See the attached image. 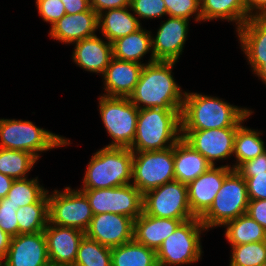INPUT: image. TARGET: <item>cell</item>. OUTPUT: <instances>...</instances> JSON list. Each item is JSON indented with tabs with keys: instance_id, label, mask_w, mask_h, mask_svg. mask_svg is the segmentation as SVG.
I'll use <instances>...</instances> for the list:
<instances>
[{
	"instance_id": "obj_1",
	"label": "cell",
	"mask_w": 266,
	"mask_h": 266,
	"mask_svg": "<svg viewBox=\"0 0 266 266\" xmlns=\"http://www.w3.org/2000/svg\"><path fill=\"white\" fill-rule=\"evenodd\" d=\"M176 63L154 61L145 64L133 93L128 97L130 101L138 109H182L186 91L173 77Z\"/></svg>"
},
{
	"instance_id": "obj_2",
	"label": "cell",
	"mask_w": 266,
	"mask_h": 266,
	"mask_svg": "<svg viewBox=\"0 0 266 266\" xmlns=\"http://www.w3.org/2000/svg\"><path fill=\"white\" fill-rule=\"evenodd\" d=\"M254 111L234 106L222 98L186 92L181 111V130L239 127Z\"/></svg>"
},
{
	"instance_id": "obj_3",
	"label": "cell",
	"mask_w": 266,
	"mask_h": 266,
	"mask_svg": "<svg viewBox=\"0 0 266 266\" xmlns=\"http://www.w3.org/2000/svg\"><path fill=\"white\" fill-rule=\"evenodd\" d=\"M182 109H139L135 138L129 147L133 152L165 150L182 137Z\"/></svg>"
},
{
	"instance_id": "obj_4",
	"label": "cell",
	"mask_w": 266,
	"mask_h": 266,
	"mask_svg": "<svg viewBox=\"0 0 266 266\" xmlns=\"http://www.w3.org/2000/svg\"><path fill=\"white\" fill-rule=\"evenodd\" d=\"M93 154L79 189L120 187L132 182L133 151L130 148L105 146Z\"/></svg>"
},
{
	"instance_id": "obj_5",
	"label": "cell",
	"mask_w": 266,
	"mask_h": 266,
	"mask_svg": "<svg viewBox=\"0 0 266 266\" xmlns=\"http://www.w3.org/2000/svg\"><path fill=\"white\" fill-rule=\"evenodd\" d=\"M70 144V139L29 120L0 118V148L26 151L38 160L42 152Z\"/></svg>"
},
{
	"instance_id": "obj_6",
	"label": "cell",
	"mask_w": 266,
	"mask_h": 266,
	"mask_svg": "<svg viewBox=\"0 0 266 266\" xmlns=\"http://www.w3.org/2000/svg\"><path fill=\"white\" fill-rule=\"evenodd\" d=\"M207 229L198 217L182 222L156 251L157 264L183 266L202 258L201 233Z\"/></svg>"
},
{
	"instance_id": "obj_7",
	"label": "cell",
	"mask_w": 266,
	"mask_h": 266,
	"mask_svg": "<svg viewBox=\"0 0 266 266\" xmlns=\"http://www.w3.org/2000/svg\"><path fill=\"white\" fill-rule=\"evenodd\" d=\"M248 204L246 181L232 170L225 177L210 208L199 219L208 231L246 214Z\"/></svg>"
},
{
	"instance_id": "obj_8",
	"label": "cell",
	"mask_w": 266,
	"mask_h": 266,
	"mask_svg": "<svg viewBox=\"0 0 266 266\" xmlns=\"http://www.w3.org/2000/svg\"><path fill=\"white\" fill-rule=\"evenodd\" d=\"M98 110L112 142L107 147L129 148L135 138L139 109L128 97L100 95Z\"/></svg>"
},
{
	"instance_id": "obj_9",
	"label": "cell",
	"mask_w": 266,
	"mask_h": 266,
	"mask_svg": "<svg viewBox=\"0 0 266 266\" xmlns=\"http://www.w3.org/2000/svg\"><path fill=\"white\" fill-rule=\"evenodd\" d=\"M51 193L48 191L49 222L86 232L93 213L85 193L70 186L65 187L63 191L54 190Z\"/></svg>"
},
{
	"instance_id": "obj_10",
	"label": "cell",
	"mask_w": 266,
	"mask_h": 266,
	"mask_svg": "<svg viewBox=\"0 0 266 266\" xmlns=\"http://www.w3.org/2000/svg\"><path fill=\"white\" fill-rule=\"evenodd\" d=\"M173 180L174 146L165 150L133 152L131 183L142 194Z\"/></svg>"
},
{
	"instance_id": "obj_11",
	"label": "cell",
	"mask_w": 266,
	"mask_h": 266,
	"mask_svg": "<svg viewBox=\"0 0 266 266\" xmlns=\"http://www.w3.org/2000/svg\"><path fill=\"white\" fill-rule=\"evenodd\" d=\"M143 212L149 216L180 219L183 222L196 218L189 206L188 187L177 180L145 192Z\"/></svg>"
},
{
	"instance_id": "obj_12",
	"label": "cell",
	"mask_w": 266,
	"mask_h": 266,
	"mask_svg": "<svg viewBox=\"0 0 266 266\" xmlns=\"http://www.w3.org/2000/svg\"><path fill=\"white\" fill-rule=\"evenodd\" d=\"M93 215L114 213L136 219L143 213V194L132 184L102 189H80Z\"/></svg>"
},
{
	"instance_id": "obj_13",
	"label": "cell",
	"mask_w": 266,
	"mask_h": 266,
	"mask_svg": "<svg viewBox=\"0 0 266 266\" xmlns=\"http://www.w3.org/2000/svg\"><path fill=\"white\" fill-rule=\"evenodd\" d=\"M238 127L208 130H181L182 138L206 160L216 166L215 161L233 157L234 139Z\"/></svg>"
},
{
	"instance_id": "obj_14",
	"label": "cell",
	"mask_w": 266,
	"mask_h": 266,
	"mask_svg": "<svg viewBox=\"0 0 266 266\" xmlns=\"http://www.w3.org/2000/svg\"><path fill=\"white\" fill-rule=\"evenodd\" d=\"M155 36L151 35L155 61L179 62L189 32V20L170 17L161 21Z\"/></svg>"
},
{
	"instance_id": "obj_15",
	"label": "cell",
	"mask_w": 266,
	"mask_h": 266,
	"mask_svg": "<svg viewBox=\"0 0 266 266\" xmlns=\"http://www.w3.org/2000/svg\"><path fill=\"white\" fill-rule=\"evenodd\" d=\"M134 219L114 213L93 215L85 235L101 245L116 247L133 240Z\"/></svg>"
},
{
	"instance_id": "obj_16",
	"label": "cell",
	"mask_w": 266,
	"mask_h": 266,
	"mask_svg": "<svg viewBox=\"0 0 266 266\" xmlns=\"http://www.w3.org/2000/svg\"><path fill=\"white\" fill-rule=\"evenodd\" d=\"M5 266H50L44 231L11 237Z\"/></svg>"
},
{
	"instance_id": "obj_17",
	"label": "cell",
	"mask_w": 266,
	"mask_h": 266,
	"mask_svg": "<svg viewBox=\"0 0 266 266\" xmlns=\"http://www.w3.org/2000/svg\"><path fill=\"white\" fill-rule=\"evenodd\" d=\"M231 164L211 166L202 173L188 187V202L191 212L200 218L212 205L225 177L232 171Z\"/></svg>"
},
{
	"instance_id": "obj_18",
	"label": "cell",
	"mask_w": 266,
	"mask_h": 266,
	"mask_svg": "<svg viewBox=\"0 0 266 266\" xmlns=\"http://www.w3.org/2000/svg\"><path fill=\"white\" fill-rule=\"evenodd\" d=\"M50 266H73L85 232L50 222L44 229Z\"/></svg>"
},
{
	"instance_id": "obj_19",
	"label": "cell",
	"mask_w": 266,
	"mask_h": 266,
	"mask_svg": "<svg viewBox=\"0 0 266 266\" xmlns=\"http://www.w3.org/2000/svg\"><path fill=\"white\" fill-rule=\"evenodd\" d=\"M96 30H98V14L90 8L81 13L65 14L51 26L49 36L53 40L70 45L95 36Z\"/></svg>"
},
{
	"instance_id": "obj_20",
	"label": "cell",
	"mask_w": 266,
	"mask_h": 266,
	"mask_svg": "<svg viewBox=\"0 0 266 266\" xmlns=\"http://www.w3.org/2000/svg\"><path fill=\"white\" fill-rule=\"evenodd\" d=\"M131 61L111 59L110 64L102 74L104 92L109 97H129L139 81L143 66Z\"/></svg>"
},
{
	"instance_id": "obj_21",
	"label": "cell",
	"mask_w": 266,
	"mask_h": 266,
	"mask_svg": "<svg viewBox=\"0 0 266 266\" xmlns=\"http://www.w3.org/2000/svg\"><path fill=\"white\" fill-rule=\"evenodd\" d=\"M104 40L95 35L73 43V62L83 70L102 76L113 58L112 43Z\"/></svg>"
},
{
	"instance_id": "obj_22",
	"label": "cell",
	"mask_w": 266,
	"mask_h": 266,
	"mask_svg": "<svg viewBox=\"0 0 266 266\" xmlns=\"http://www.w3.org/2000/svg\"><path fill=\"white\" fill-rule=\"evenodd\" d=\"M183 221L180 219L158 218L144 212L134 220L133 239L155 251Z\"/></svg>"
},
{
	"instance_id": "obj_23",
	"label": "cell",
	"mask_w": 266,
	"mask_h": 266,
	"mask_svg": "<svg viewBox=\"0 0 266 266\" xmlns=\"http://www.w3.org/2000/svg\"><path fill=\"white\" fill-rule=\"evenodd\" d=\"M212 165L182 137L174 145L175 180L188 185Z\"/></svg>"
},
{
	"instance_id": "obj_24",
	"label": "cell",
	"mask_w": 266,
	"mask_h": 266,
	"mask_svg": "<svg viewBox=\"0 0 266 266\" xmlns=\"http://www.w3.org/2000/svg\"><path fill=\"white\" fill-rule=\"evenodd\" d=\"M141 19L131 12L130 6L109 9L98 15V30L110 43L136 32L142 27Z\"/></svg>"
},
{
	"instance_id": "obj_25",
	"label": "cell",
	"mask_w": 266,
	"mask_h": 266,
	"mask_svg": "<svg viewBox=\"0 0 266 266\" xmlns=\"http://www.w3.org/2000/svg\"><path fill=\"white\" fill-rule=\"evenodd\" d=\"M151 31L141 27L136 32L121 37L112 42L113 57L122 61H131L139 64L142 63L143 57L151 53L148 63L154 62L152 52ZM151 51V52H150Z\"/></svg>"
},
{
	"instance_id": "obj_26",
	"label": "cell",
	"mask_w": 266,
	"mask_h": 266,
	"mask_svg": "<svg viewBox=\"0 0 266 266\" xmlns=\"http://www.w3.org/2000/svg\"><path fill=\"white\" fill-rule=\"evenodd\" d=\"M201 22L227 20L235 22L236 31L250 18L245 0H200Z\"/></svg>"
},
{
	"instance_id": "obj_27",
	"label": "cell",
	"mask_w": 266,
	"mask_h": 266,
	"mask_svg": "<svg viewBox=\"0 0 266 266\" xmlns=\"http://www.w3.org/2000/svg\"><path fill=\"white\" fill-rule=\"evenodd\" d=\"M236 32L246 58H266V17H250Z\"/></svg>"
},
{
	"instance_id": "obj_28",
	"label": "cell",
	"mask_w": 266,
	"mask_h": 266,
	"mask_svg": "<svg viewBox=\"0 0 266 266\" xmlns=\"http://www.w3.org/2000/svg\"><path fill=\"white\" fill-rule=\"evenodd\" d=\"M112 266H156V251L134 239L111 248Z\"/></svg>"
},
{
	"instance_id": "obj_29",
	"label": "cell",
	"mask_w": 266,
	"mask_h": 266,
	"mask_svg": "<svg viewBox=\"0 0 266 266\" xmlns=\"http://www.w3.org/2000/svg\"><path fill=\"white\" fill-rule=\"evenodd\" d=\"M224 228L230 246L266 241V230L247 213L227 222Z\"/></svg>"
},
{
	"instance_id": "obj_30",
	"label": "cell",
	"mask_w": 266,
	"mask_h": 266,
	"mask_svg": "<svg viewBox=\"0 0 266 266\" xmlns=\"http://www.w3.org/2000/svg\"><path fill=\"white\" fill-rule=\"evenodd\" d=\"M262 134V131L244 127L242 124L237 128L233 151L236 161L231 166L233 170H236L242 163L254 159L266 151L265 142L260 137Z\"/></svg>"
},
{
	"instance_id": "obj_31",
	"label": "cell",
	"mask_w": 266,
	"mask_h": 266,
	"mask_svg": "<svg viewBox=\"0 0 266 266\" xmlns=\"http://www.w3.org/2000/svg\"><path fill=\"white\" fill-rule=\"evenodd\" d=\"M19 234L44 231L49 223L48 191L33 204L20 207L16 211Z\"/></svg>"
},
{
	"instance_id": "obj_32",
	"label": "cell",
	"mask_w": 266,
	"mask_h": 266,
	"mask_svg": "<svg viewBox=\"0 0 266 266\" xmlns=\"http://www.w3.org/2000/svg\"><path fill=\"white\" fill-rule=\"evenodd\" d=\"M37 161L29 152L0 148V173L14 180L28 178Z\"/></svg>"
},
{
	"instance_id": "obj_33",
	"label": "cell",
	"mask_w": 266,
	"mask_h": 266,
	"mask_svg": "<svg viewBox=\"0 0 266 266\" xmlns=\"http://www.w3.org/2000/svg\"><path fill=\"white\" fill-rule=\"evenodd\" d=\"M48 190L39 183L38 177L16 179L7 193L8 202L15 207L36 203Z\"/></svg>"
},
{
	"instance_id": "obj_34",
	"label": "cell",
	"mask_w": 266,
	"mask_h": 266,
	"mask_svg": "<svg viewBox=\"0 0 266 266\" xmlns=\"http://www.w3.org/2000/svg\"><path fill=\"white\" fill-rule=\"evenodd\" d=\"M73 266H112L111 248L85 235L80 242Z\"/></svg>"
},
{
	"instance_id": "obj_35",
	"label": "cell",
	"mask_w": 266,
	"mask_h": 266,
	"mask_svg": "<svg viewBox=\"0 0 266 266\" xmlns=\"http://www.w3.org/2000/svg\"><path fill=\"white\" fill-rule=\"evenodd\" d=\"M229 266H259L266 263V241L231 246Z\"/></svg>"
},
{
	"instance_id": "obj_36",
	"label": "cell",
	"mask_w": 266,
	"mask_h": 266,
	"mask_svg": "<svg viewBox=\"0 0 266 266\" xmlns=\"http://www.w3.org/2000/svg\"><path fill=\"white\" fill-rule=\"evenodd\" d=\"M130 8L138 20L168 17L164 0H130Z\"/></svg>"
},
{
	"instance_id": "obj_37",
	"label": "cell",
	"mask_w": 266,
	"mask_h": 266,
	"mask_svg": "<svg viewBox=\"0 0 266 266\" xmlns=\"http://www.w3.org/2000/svg\"><path fill=\"white\" fill-rule=\"evenodd\" d=\"M168 16L201 22L200 0H164Z\"/></svg>"
},
{
	"instance_id": "obj_38",
	"label": "cell",
	"mask_w": 266,
	"mask_h": 266,
	"mask_svg": "<svg viewBox=\"0 0 266 266\" xmlns=\"http://www.w3.org/2000/svg\"><path fill=\"white\" fill-rule=\"evenodd\" d=\"M18 208L9 203L7 197L0 199V228L11 237L19 234V225L16 219Z\"/></svg>"
},
{
	"instance_id": "obj_39",
	"label": "cell",
	"mask_w": 266,
	"mask_h": 266,
	"mask_svg": "<svg viewBox=\"0 0 266 266\" xmlns=\"http://www.w3.org/2000/svg\"><path fill=\"white\" fill-rule=\"evenodd\" d=\"M35 5L43 21L51 26L66 14L62 0H36Z\"/></svg>"
},
{
	"instance_id": "obj_40",
	"label": "cell",
	"mask_w": 266,
	"mask_h": 266,
	"mask_svg": "<svg viewBox=\"0 0 266 266\" xmlns=\"http://www.w3.org/2000/svg\"><path fill=\"white\" fill-rule=\"evenodd\" d=\"M239 174L246 181L249 200L266 199V172Z\"/></svg>"
},
{
	"instance_id": "obj_41",
	"label": "cell",
	"mask_w": 266,
	"mask_h": 266,
	"mask_svg": "<svg viewBox=\"0 0 266 266\" xmlns=\"http://www.w3.org/2000/svg\"><path fill=\"white\" fill-rule=\"evenodd\" d=\"M247 214L266 230V199L249 200Z\"/></svg>"
},
{
	"instance_id": "obj_42",
	"label": "cell",
	"mask_w": 266,
	"mask_h": 266,
	"mask_svg": "<svg viewBox=\"0 0 266 266\" xmlns=\"http://www.w3.org/2000/svg\"><path fill=\"white\" fill-rule=\"evenodd\" d=\"M236 171L238 173H265L266 172V151L254 159L242 163Z\"/></svg>"
},
{
	"instance_id": "obj_43",
	"label": "cell",
	"mask_w": 266,
	"mask_h": 266,
	"mask_svg": "<svg viewBox=\"0 0 266 266\" xmlns=\"http://www.w3.org/2000/svg\"><path fill=\"white\" fill-rule=\"evenodd\" d=\"M130 6V0H90V7L99 15L109 10Z\"/></svg>"
},
{
	"instance_id": "obj_44",
	"label": "cell",
	"mask_w": 266,
	"mask_h": 266,
	"mask_svg": "<svg viewBox=\"0 0 266 266\" xmlns=\"http://www.w3.org/2000/svg\"><path fill=\"white\" fill-rule=\"evenodd\" d=\"M249 17H266V0H245Z\"/></svg>"
},
{
	"instance_id": "obj_45",
	"label": "cell",
	"mask_w": 266,
	"mask_h": 266,
	"mask_svg": "<svg viewBox=\"0 0 266 266\" xmlns=\"http://www.w3.org/2000/svg\"><path fill=\"white\" fill-rule=\"evenodd\" d=\"M66 14H74L88 11L90 0H62Z\"/></svg>"
},
{
	"instance_id": "obj_46",
	"label": "cell",
	"mask_w": 266,
	"mask_h": 266,
	"mask_svg": "<svg viewBox=\"0 0 266 266\" xmlns=\"http://www.w3.org/2000/svg\"><path fill=\"white\" fill-rule=\"evenodd\" d=\"M253 74L266 85V58H247Z\"/></svg>"
},
{
	"instance_id": "obj_47",
	"label": "cell",
	"mask_w": 266,
	"mask_h": 266,
	"mask_svg": "<svg viewBox=\"0 0 266 266\" xmlns=\"http://www.w3.org/2000/svg\"><path fill=\"white\" fill-rule=\"evenodd\" d=\"M13 181V178L0 173V199L7 196Z\"/></svg>"
},
{
	"instance_id": "obj_48",
	"label": "cell",
	"mask_w": 266,
	"mask_h": 266,
	"mask_svg": "<svg viewBox=\"0 0 266 266\" xmlns=\"http://www.w3.org/2000/svg\"><path fill=\"white\" fill-rule=\"evenodd\" d=\"M11 236L0 228V255L5 257L10 246Z\"/></svg>"
},
{
	"instance_id": "obj_49",
	"label": "cell",
	"mask_w": 266,
	"mask_h": 266,
	"mask_svg": "<svg viewBox=\"0 0 266 266\" xmlns=\"http://www.w3.org/2000/svg\"><path fill=\"white\" fill-rule=\"evenodd\" d=\"M0 266H5L4 264V257L0 255Z\"/></svg>"
}]
</instances>
